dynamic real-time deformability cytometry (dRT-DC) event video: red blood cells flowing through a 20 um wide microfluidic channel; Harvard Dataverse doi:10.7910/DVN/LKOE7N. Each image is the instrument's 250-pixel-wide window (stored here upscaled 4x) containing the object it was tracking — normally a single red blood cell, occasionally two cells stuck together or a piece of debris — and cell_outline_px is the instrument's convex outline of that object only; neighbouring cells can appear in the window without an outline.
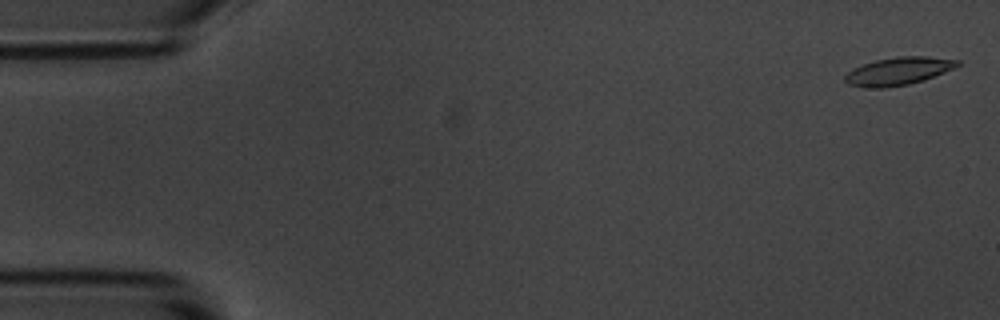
{"species": "common noctule bat (a hibernating species)", "species_latin": "Nyctalus noctula", "temperature_condition": "room temperature", "stored_images_in_passage": 56, "camera_frame_rate_fps": 3000, "um_per_image_px": 0.085, "animal": {"sex": "male", "body_mass_g": 20.1, "forearm_length_mm": 53.5}, "frame": {"image": 1, "passage_image": 2, "time_ms": 0.333, "image_size_px": [1000, 320], "cell_outline_px": [[960, 64], [944, 72], [924, 80], [908, 84], [884, 88], [864, 88], [848, 84], [844, 80], [844, 76], [852, 68], [876, 60], [896, 56], [928, 56], [960, 60]], "centroid_in_image_um": [76.33, 6.05], "position_along_channel_um": 8.7, "area_um2": 18.26}}
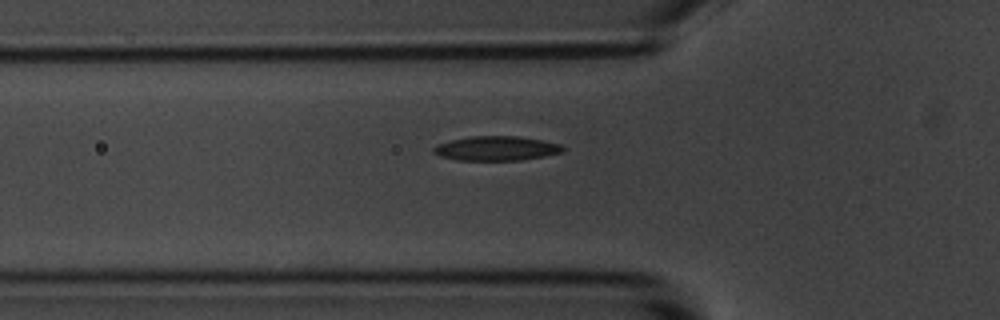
{"frame": {"image": 2, "passage_image": 19, "time_ms": 6.0, "image_size_px": [1000, 320], "cell_outline_px": [[564, 152], [544, 156], [520, 160], [456, 160], [440, 156], [432, 152], [432, 148], [436, 144], [452, 140], [472, 136], [520, 136], [560, 144], [564, 148]], "centroid_in_image_um": [42.16, 12.61], "position_along_channel_um": 83.6, "area_um2": 18.38}}
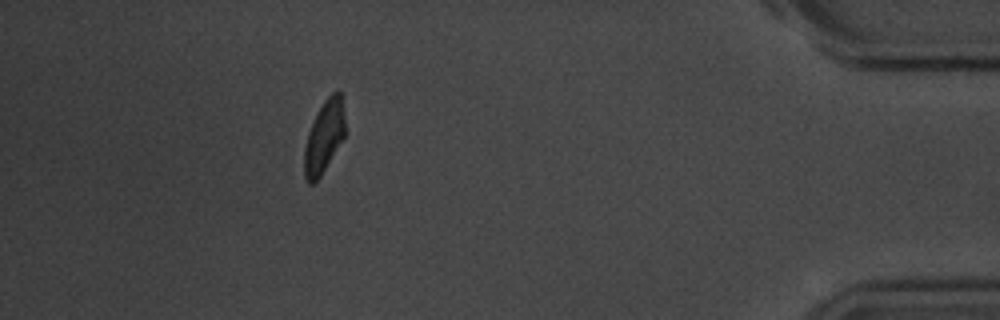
{"frame": {"image": 3, "passage_image": 50, "time_ms": 16.333, "image_size_px": [1000, 320], "cell_outline_px": [[344, 136], [320, 176], [312, 184], [308, 184], [304, 176], [304, 148], [308, 132], [324, 100], [336, 88], [340, 92], [344, 116]], "centroid_in_image_um": [27.53, 11.62], "position_along_channel_um": 407.7, "area_um2": 16.76}, "authors_computed_cell_mechanics": {"area_um2": 18.207, "velocity_mm_per_s": 3.6506, "shape_relaxation_time_tau1_ms": 3.0733, "shape_relaxation_time_tau2_ms": 4.2401, "deformation_change_tau1": 0.1305, "deformation_change_tau2": 0.0893}}